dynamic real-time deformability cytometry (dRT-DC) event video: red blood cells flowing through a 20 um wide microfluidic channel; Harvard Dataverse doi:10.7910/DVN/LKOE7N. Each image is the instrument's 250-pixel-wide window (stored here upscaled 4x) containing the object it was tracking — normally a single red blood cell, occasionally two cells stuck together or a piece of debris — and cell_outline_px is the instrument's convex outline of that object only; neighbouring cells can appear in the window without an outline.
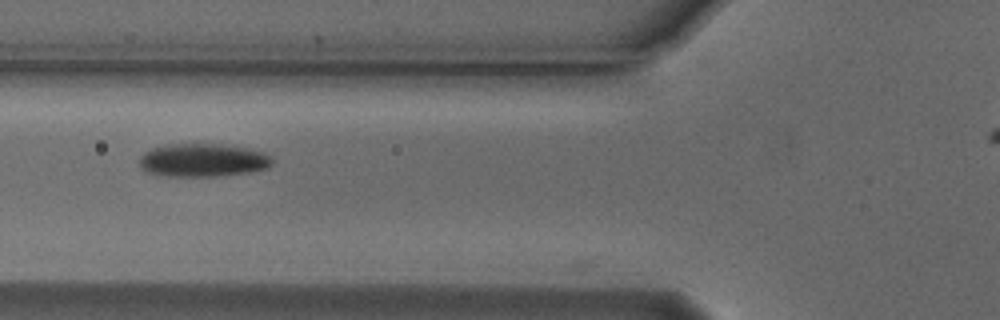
{"species": "Egyptian fruit bat (a non-hibernating species)", "species_latin": "Rousettus aegyptiacus", "temperature_condition": "cold", "stored_images_in_passage": 7, "camera_frame_rate_fps": 3000, "um_per_image_px": 0.085, "animal": {"sex": "male"}, "frame": {"image": 1, "passage_image": 5, "time_ms": 1.333, "image_size_px": [1000, 320], "cell_outline_px": [[272, 164], [268, 168], [248, 172], [212, 176], [168, 176], [144, 172], [140, 168], [140, 156], [144, 152], [152, 148], [168, 144], [220, 144], [244, 148], [264, 152], [272, 156]], "centroid_in_image_um": [17.21, 13.61], "position_along_channel_um": 108.6, "area_um2": 25.66}}
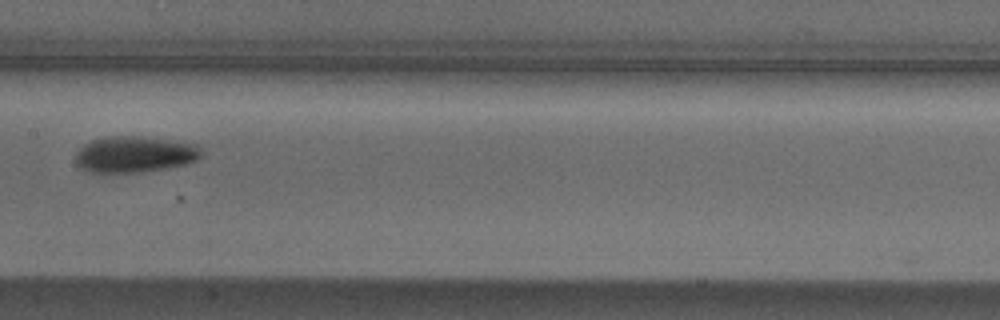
{"frame": {"image": 2, "passage_image": 7, "time_ms": 2.0, "image_size_px": [1000, 320], "cell_outline_px": [[200, 156], [196, 160], [188, 164], [140, 172], [88, 172], [76, 168], [76, 152], [84, 144], [92, 140], [104, 136], [136, 136], [200, 144]], "centroid_in_image_um": [11.4, 13.12], "position_along_channel_um": 196.0, "area_um2": 26.65}}